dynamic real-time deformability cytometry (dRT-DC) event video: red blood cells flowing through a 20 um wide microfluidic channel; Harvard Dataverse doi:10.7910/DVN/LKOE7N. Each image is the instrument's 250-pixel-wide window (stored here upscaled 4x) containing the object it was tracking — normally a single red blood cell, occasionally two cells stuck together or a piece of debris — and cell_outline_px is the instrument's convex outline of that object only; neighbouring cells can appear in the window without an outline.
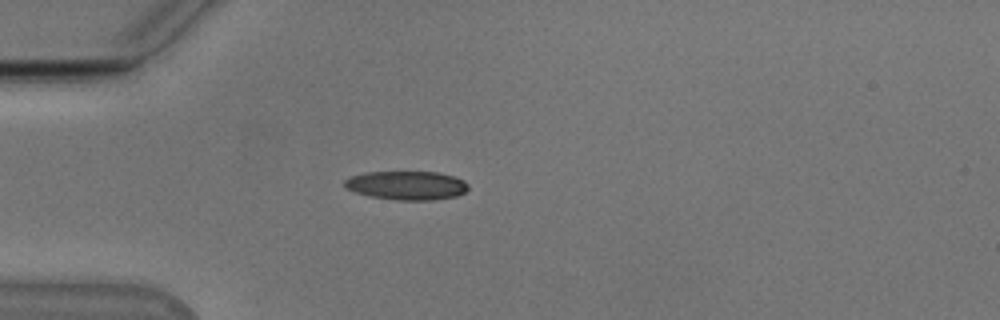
{"species": "Egyptian fruit bat (a non-hibernating species)", "species_latin": "Rousettus aegyptiacus", "temperature_condition": "cold", "stored_images_in_passage": 47, "camera_frame_rate_fps": 3000, "um_per_image_px": 0.085, "animal": {"sex": "male"}, "frame": {"image": 1, "passage_image": 9, "time_ms": 2.667, "image_size_px": [1000, 320], "cell_outline_px": [[468, 188], [464, 192], [456, 196], [432, 200], [396, 200], [372, 196], [356, 192], [348, 188], [344, 184], [344, 180], [352, 176], [364, 172], [436, 172], [452, 176], [464, 180], [468, 184]], "centroid_in_image_um": [34.59, 15.75], "position_along_channel_um": 50.4, "area_um2": 20.52}}
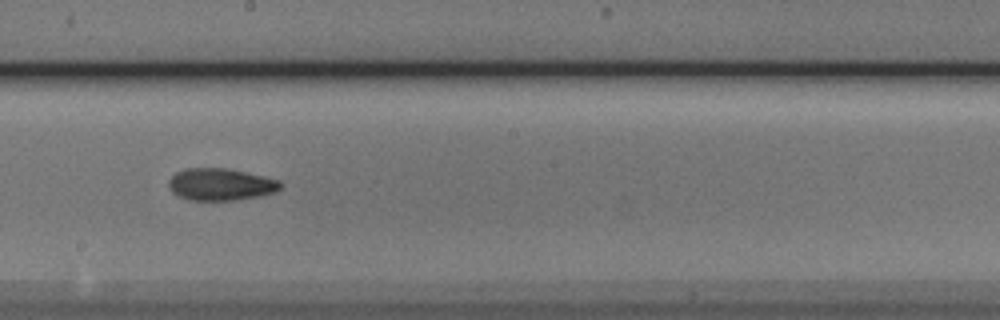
{"frame": {"image": 2, "passage_image": 24, "time_ms": 7.667, "image_size_px": [1000, 320], "cell_outline_px": [[284, 184], [276, 192], [260, 196], [236, 200], [192, 200], [180, 196], [172, 192], [168, 184], [168, 180], [176, 172], [184, 168], [224, 168], [264, 176], [280, 180]], "centroid_in_image_um": [18.78, 15.67], "position_along_channel_um": 229.4, "area_um2": 20.92}}
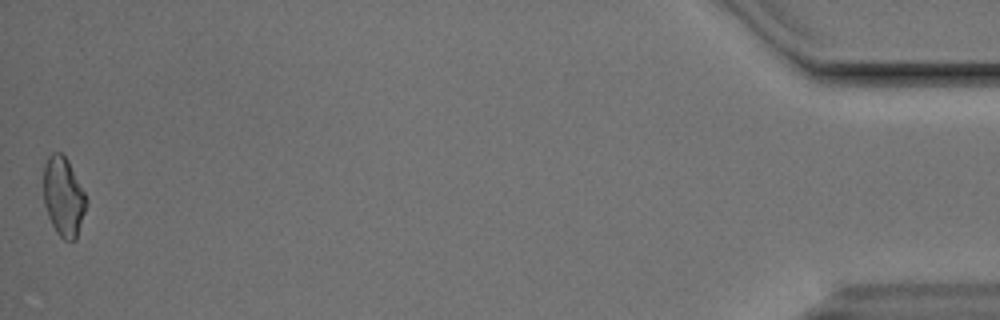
{"frame": {"image": 3, "passage_image": 47, "time_ms": 15.333, "image_size_px": [1000, 320], "cell_outline_px": [[88, 204], [76, 240], [64, 240], [56, 232], [48, 216], [44, 204], [44, 164], [48, 156], [52, 152], [60, 152], [68, 160], [88, 200]], "centroid_in_image_um": [5.41, 16.73], "position_along_channel_um": 429.8, "area_um2": 19.83}, "authors_computed_cell_mechanics": {"area_um2": 20.1722, "velocity_mm_per_s": 3.8542, "shape_relaxation_time_tau1_ms": 5.6226, "shape_relaxation_time_tau2_ms": 3.282, "deformation_change_tau1": 0.1449, "deformation_change_tau2": 0.1008}}